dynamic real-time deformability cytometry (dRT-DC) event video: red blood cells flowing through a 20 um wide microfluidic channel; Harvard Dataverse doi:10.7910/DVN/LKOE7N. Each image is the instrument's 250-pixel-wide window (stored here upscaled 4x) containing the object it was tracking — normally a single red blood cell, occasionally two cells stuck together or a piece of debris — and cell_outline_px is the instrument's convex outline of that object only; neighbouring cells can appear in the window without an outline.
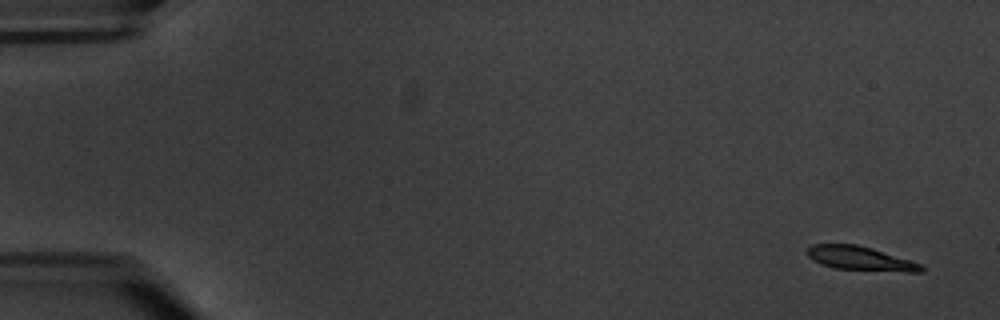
{"species": "common noctule bat (a hibernating species)", "species_latin": "Nyctalus noctula", "temperature_condition": "warm", "stored_images_in_passage": 9, "camera_frame_rate_fps": 3000, "um_per_image_px": 0.085, "animal": {"sex": "male", "body_mass_g": 20.1, "forearm_length_mm": 53.5}, "frame": {"image": 1, "passage_image": 1, "time_ms": 0.0, "image_size_px": [1000, 320], "cell_outline_px": [[924, 272], [904, 272], [836, 268], [820, 264], [812, 260], [808, 256], [808, 248], [812, 244], [856, 244], [872, 248], [924, 264]], "centroid_in_image_um": [73.18, 21.97], "position_along_channel_um": 11.8, "area_um2": 16.01}}
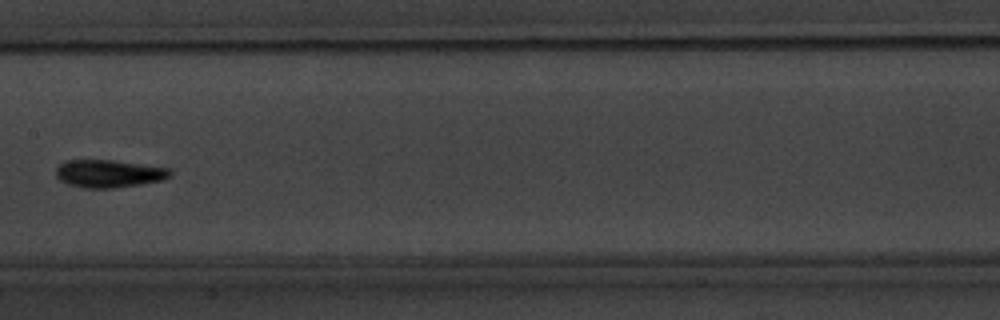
{"frame": {"image": 2, "passage_image": 9, "time_ms": 9.667, "image_size_px": [1000, 320], "cell_outline_px": [[172, 176], [164, 180], [140, 184], [112, 188], [84, 188], [68, 184], [60, 180], [56, 176], [56, 168], [64, 160], [112, 160], [172, 168]], "centroid_in_image_um": [9.28, 14.75], "position_along_channel_um": 198.1, "area_um2": 18.61}}